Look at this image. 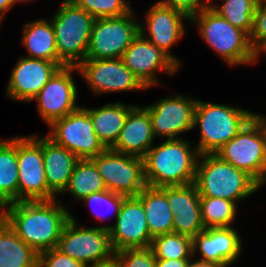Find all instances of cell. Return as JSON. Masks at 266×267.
Listing matches in <instances>:
<instances>
[{
	"mask_svg": "<svg viewBox=\"0 0 266 267\" xmlns=\"http://www.w3.org/2000/svg\"><path fill=\"white\" fill-rule=\"evenodd\" d=\"M55 200L13 202L5 205L0 217L38 254L56 248L71 218V213Z\"/></svg>",
	"mask_w": 266,
	"mask_h": 267,
	"instance_id": "1",
	"label": "cell"
},
{
	"mask_svg": "<svg viewBox=\"0 0 266 267\" xmlns=\"http://www.w3.org/2000/svg\"><path fill=\"white\" fill-rule=\"evenodd\" d=\"M142 158L147 186L161 188L195 182L199 153L180 137L151 147Z\"/></svg>",
	"mask_w": 266,
	"mask_h": 267,
	"instance_id": "2",
	"label": "cell"
},
{
	"mask_svg": "<svg viewBox=\"0 0 266 267\" xmlns=\"http://www.w3.org/2000/svg\"><path fill=\"white\" fill-rule=\"evenodd\" d=\"M199 156L200 164L197 161L194 182L199 196L223 198L236 203L255 193L261 186L247 172L234 167L216 154Z\"/></svg>",
	"mask_w": 266,
	"mask_h": 267,
	"instance_id": "3",
	"label": "cell"
},
{
	"mask_svg": "<svg viewBox=\"0 0 266 267\" xmlns=\"http://www.w3.org/2000/svg\"><path fill=\"white\" fill-rule=\"evenodd\" d=\"M254 115L238 107L197 100L193 127H200V140L196 147L199 155L215 154Z\"/></svg>",
	"mask_w": 266,
	"mask_h": 267,
	"instance_id": "4",
	"label": "cell"
},
{
	"mask_svg": "<svg viewBox=\"0 0 266 267\" xmlns=\"http://www.w3.org/2000/svg\"><path fill=\"white\" fill-rule=\"evenodd\" d=\"M196 22L199 32L208 43L230 65L255 63L256 52L251 48L249 36L241 29L218 15L208 5L189 19Z\"/></svg>",
	"mask_w": 266,
	"mask_h": 267,
	"instance_id": "5",
	"label": "cell"
},
{
	"mask_svg": "<svg viewBox=\"0 0 266 267\" xmlns=\"http://www.w3.org/2000/svg\"><path fill=\"white\" fill-rule=\"evenodd\" d=\"M94 21L71 0H64L52 17L58 57L67 66H78L86 59Z\"/></svg>",
	"mask_w": 266,
	"mask_h": 267,
	"instance_id": "6",
	"label": "cell"
},
{
	"mask_svg": "<svg viewBox=\"0 0 266 267\" xmlns=\"http://www.w3.org/2000/svg\"><path fill=\"white\" fill-rule=\"evenodd\" d=\"M215 154L261 186L266 182V128L256 114Z\"/></svg>",
	"mask_w": 266,
	"mask_h": 267,
	"instance_id": "7",
	"label": "cell"
},
{
	"mask_svg": "<svg viewBox=\"0 0 266 267\" xmlns=\"http://www.w3.org/2000/svg\"><path fill=\"white\" fill-rule=\"evenodd\" d=\"M77 226L76 219L71 215L63 228L56 249L87 267L103 266L114 262L115 251L107 228L103 226L77 228Z\"/></svg>",
	"mask_w": 266,
	"mask_h": 267,
	"instance_id": "8",
	"label": "cell"
},
{
	"mask_svg": "<svg viewBox=\"0 0 266 267\" xmlns=\"http://www.w3.org/2000/svg\"><path fill=\"white\" fill-rule=\"evenodd\" d=\"M107 190L126 197L138 196L147 186L143 158L105 149L91 158Z\"/></svg>",
	"mask_w": 266,
	"mask_h": 267,
	"instance_id": "9",
	"label": "cell"
},
{
	"mask_svg": "<svg viewBox=\"0 0 266 267\" xmlns=\"http://www.w3.org/2000/svg\"><path fill=\"white\" fill-rule=\"evenodd\" d=\"M140 33L133 12L118 17L95 19L86 59L121 58Z\"/></svg>",
	"mask_w": 266,
	"mask_h": 267,
	"instance_id": "10",
	"label": "cell"
},
{
	"mask_svg": "<svg viewBox=\"0 0 266 267\" xmlns=\"http://www.w3.org/2000/svg\"><path fill=\"white\" fill-rule=\"evenodd\" d=\"M50 127L51 132L47 136L79 159H91L106 149L94 132L93 122L86 108L79 107L54 121Z\"/></svg>",
	"mask_w": 266,
	"mask_h": 267,
	"instance_id": "11",
	"label": "cell"
},
{
	"mask_svg": "<svg viewBox=\"0 0 266 267\" xmlns=\"http://www.w3.org/2000/svg\"><path fill=\"white\" fill-rule=\"evenodd\" d=\"M19 201L52 200L56 195L48 188L42 153V138L17 137Z\"/></svg>",
	"mask_w": 266,
	"mask_h": 267,
	"instance_id": "12",
	"label": "cell"
},
{
	"mask_svg": "<svg viewBox=\"0 0 266 267\" xmlns=\"http://www.w3.org/2000/svg\"><path fill=\"white\" fill-rule=\"evenodd\" d=\"M109 230L114 251L127 248H148L152 237L147 227L145 211L137 196L125 197L116 216L115 225L104 226Z\"/></svg>",
	"mask_w": 266,
	"mask_h": 267,
	"instance_id": "13",
	"label": "cell"
},
{
	"mask_svg": "<svg viewBox=\"0 0 266 267\" xmlns=\"http://www.w3.org/2000/svg\"><path fill=\"white\" fill-rule=\"evenodd\" d=\"M75 69L78 70L77 66L60 67L34 98L41 117L49 126L79 108L75 104L77 89L71 76Z\"/></svg>",
	"mask_w": 266,
	"mask_h": 267,
	"instance_id": "14",
	"label": "cell"
},
{
	"mask_svg": "<svg viewBox=\"0 0 266 267\" xmlns=\"http://www.w3.org/2000/svg\"><path fill=\"white\" fill-rule=\"evenodd\" d=\"M77 68L94 94L147 89L121 58L85 59Z\"/></svg>",
	"mask_w": 266,
	"mask_h": 267,
	"instance_id": "15",
	"label": "cell"
},
{
	"mask_svg": "<svg viewBox=\"0 0 266 267\" xmlns=\"http://www.w3.org/2000/svg\"><path fill=\"white\" fill-rule=\"evenodd\" d=\"M196 103L197 100L177 94L146 106L154 137L178 139L177 135L193 129Z\"/></svg>",
	"mask_w": 266,
	"mask_h": 267,
	"instance_id": "16",
	"label": "cell"
},
{
	"mask_svg": "<svg viewBox=\"0 0 266 267\" xmlns=\"http://www.w3.org/2000/svg\"><path fill=\"white\" fill-rule=\"evenodd\" d=\"M121 59L146 88L159 84L155 75L157 70L174 74L179 68L166 53L140 33L125 50Z\"/></svg>",
	"mask_w": 266,
	"mask_h": 267,
	"instance_id": "17",
	"label": "cell"
},
{
	"mask_svg": "<svg viewBox=\"0 0 266 267\" xmlns=\"http://www.w3.org/2000/svg\"><path fill=\"white\" fill-rule=\"evenodd\" d=\"M173 213V233L194 238L205 227L201 219L200 196L195 183L160 188Z\"/></svg>",
	"mask_w": 266,
	"mask_h": 267,
	"instance_id": "18",
	"label": "cell"
},
{
	"mask_svg": "<svg viewBox=\"0 0 266 267\" xmlns=\"http://www.w3.org/2000/svg\"><path fill=\"white\" fill-rule=\"evenodd\" d=\"M59 68L55 62L21 57L12 70L8 96L25 102L32 101Z\"/></svg>",
	"mask_w": 266,
	"mask_h": 267,
	"instance_id": "19",
	"label": "cell"
},
{
	"mask_svg": "<svg viewBox=\"0 0 266 267\" xmlns=\"http://www.w3.org/2000/svg\"><path fill=\"white\" fill-rule=\"evenodd\" d=\"M185 18L190 19L186 13L178 9L155 3L147 12L148 37H145V29L142 24L140 25V34L166 53L178 66L181 63L168 50L184 35L182 20Z\"/></svg>",
	"mask_w": 266,
	"mask_h": 267,
	"instance_id": "20",
	"label": "cell"
},
{
	"mask_svg": "<svg viewBox=\"0 0 266 267\" xmlns=\"http://www.w3.org/2000/svg\"><path fill=\"white\" fill-rule=\"evenodd\" d=\"M241 240L233 227L206 228L193 238V254L197 248L203 261L227 267L238 259Z\"/></svg>",
	"mask_w": 266,
	"mask_h": 267,
	"instance_id": "21",
	"label": "cell"
},
{
	"mask_svg": "<svg viewBox=\"0 0 266 267\" xmlns=\"http://www.w3.org/2000/svg\"><path fill=\"white\" fill-rule=\"evenodd\" d=\"M154 138L148 110L136 106L128 113L119 137L110 149L143 157L152 147Z\"/></svg>",
	"mask_w": 266,
	"mask_h": 267,
	"instance_id": "22",
	"label": "cell"
},
{
	"mask_svg": "<svg viewBox=\"0 0 266 267\" xmlns=\"http://www.w3.org/2000/svg\"><path fill=\"white\" fill-rule=\"evenodd\" d=\"M42 153L48 188L54 194H61L67 187L79 158L47 135L42 138Z\"/></svg>",
	"mask_w": 266,
	"mask_h": 267,
	"instance_id": "23",
	"label": "cell"
},
{
	"mask_svg": "<svg viewBox=\"0 0 266 267\" xmlns=\"http://www.w3.org/2000/svg\"><path fill=\"white\" fill-rule=\"evenodd\" d=\"M22 44L27 48L29 58L43 59L67 66L59 57L53 25L49 20H38L24 25Z\"/></svg>",
	"mask_w": 266,
	"mask_h": 267,
	"instance_id": "24",
	"label": "cell"
},
{
	"mask_svg": "<svg viewBox=\"0 0 266 267\" xmlns=\"http://www.w3.org/2000/svg\"><path fill=\"white\" fill-rule=\"evenodd\" d=\"M135 105L110 103L101 108L87 109L93 122L94 132L106 149L111 148L119 137L128 113Z\"/></svg>",
	"mask_w": 266,
	"mask_h": 267,
	"instance_id": "25",
	"label": "cell"
},
{
	"mask_svg": "<svg viewBox=\"0 0 266 267\" xmlns=\"http://www.w3.org/2000/svg\"><path fill=\"white\" fill-rule=\"evenodd\" d=\"M143 205L151 237L173 232V213L166 194L160 189L146 186L137 196Z\"/></svg>",
	"mask_w": 266,
	"mask_h": 267,
	"instance_id": "26",
	"label": "cell"
},
{
	"mask_svg": "<svg viewBox=\"0 0 266 267\" xmlns=\"http://www.w3.org/2000/svg\"><path fill=\"white\" fill-rule=\"evenodd\" d=\"M18 201L17 138L0 140V208Z\"/></svg>",
	"mask_w": 266,
	"mask_h": 267,
	"instance_id": "27",
	"label": "cell"
},
{
	"mask_svg": "<svg viewBox=\"0 0 266 267\" xmlns=\"http://www.w3.org/2000/svg\"><path fill=\"white\" fill-rule=\"evenodd\" d=\"M38 254L0 217V267H36Z\"/></svg>",
	"mask_w": 266,
	"mask_h": 267,
	"instance_id": "28",
	"label": "cell"
},
{
	"mask_svg": "<svg viewBox=\"0 0 266 267\" xmlns=\"http://www.w3.org/2000/svg\"><path fill=\"white\" fill-rule=\"evenodd\" d=\"M106 189L94 162L91 159H79L64 191H68L74 198L82 200L92 193Z\"/></svg>",
	"mask_w": 266,
	"mask_h": 267,
	"instance_id": "29",
	"label": "cell"
},
{
	"mask_svg": "<svg viewBox=\"0 0 266 267\" xmlns=\"http://www.w3.org/2000/svg\"><path fill=\"white\" fill-rule=\"evenodd\" d=\"M211 2L209 0V6L212 10L234 27L243 30L248 36L250 35L253 26V17L259 0H223L222 5L218 8L217 5Z\"/></svg>",
	"mask_w": 266,
	"mask_h": 267,
	"instance_id": "30",
	"label": "cell"
},
{
	"mask_svg": "<svg viewBox=\"0 0 266 267\" xmlns=\"http://www.w3.org/2000/svg\"><path fill=\"white\" fill-rule=\"evenodd\" d=\"M201 219L206 228L230 227L235 219V202L216 197L200 196Z\"/></svg>",
	"mask_w": 266,
	"mask_h": 267,
	"instance_id": "31",
	"label": "cell"
},
{
	"mask_svg": "<svg viewBox=\"0 0 266 267\" xmlns=\"http://www.w3.org/2000/svg\"><path fill=\"white\" fill-rule=\"evenodd\" d=\"M150 248L156 259H190L194 256L193 238L173 232L153 237Z\"/></svg>",
	"mask_w": 266,
	"mask_h": 267,
	"instance_id": "32",
	"label": "cell"
},
{
	"mask_svg": "<svg viewBox=\"0 0 266 267\" xmlns=\"http://www.w3.org/2000/svg\"><path fill=\"white\" fill-rule=\"evenodd\" d=\"M95 19L118 17L130 13L125 0H71Z\"/></svg>",
	"mask_w": 266,
	"mask_h": 267,
	"instance_id": "33",
	"label": "cell"
},
{
	"mask_svg": "<svg viewBox=\"0 0 266 267\" xmlns=\"http://www.w3.org/2000/svg\"><path fill=\"white\" fill-rule=\"evenodd\" d=\"M114 262L118 267H156V258L150 247L116 251Z\"/></svg>",
	"mask_w": 266,
	"mask_h": 267,
	"instance_id": "34",
	"label": "cell"
},
{
	"mask_svg": "<svg viewBox=\"0 0 266 267\" xmlns=\"http://www.w3.org/2000/svg\"><path fill=\"white\" fill-rule=\"evenodd\" d=\"M249 41L256 54L266 45V0L258 2Z\"/></svg>",
	"mask_w": 266,
	"mask_h": 267,
	"instance_id": "35",
	"label": "cell"
},
{
	"mask_svg": "<svg viewBox=\"0 0 266 267\" xmlns=\"http://www.w3.org/2000/svg\"><path fill=\"white\" fill-rule=\"evenodd\" d=\"M38 267H87L82 262H79L68 255L61 253L58 249L38 253Z\"/></svg>",
	"mask_w": 266,
	"mask_h": 267,
	"instance_id": "36",
	"label": "cell"
},
{
	"mask_svg": "<svg viewBox=\"0 0 266 267\" xmlns=\"http://www.w3.org/2000/svg\"><path fill=\"white\" fill-rule=\"evenodd\" d=\"M126 196L117 194V193H113L109 190H103L97 193H92L91 195L85 197L84 200L87 204L91 205V204H104L107 205V207L112 208L116 215L115 217L118 215L120 207L122 205V202L124 200ZM98 219L104 220L105 217H103L101 214H96L95 215Z\"/></svg>",
	"mask_w": 266,
	"mask_h": 267,
	"instance_id": "37",
	"label": "cell"
},
{
	"mask_svg": "<svg viewBox=\"0 0 266 267\" xmlns=\"http://www.w3.org/2000/svg\"><path fill=\"white\" fill-rule=\"evenodd\" d=\"M160 5L178 9L186 13L189 17L199 13L209 5V0H161L157 2Z\"/></svg>",
	"mask_w": 266,
	"mask_h": 267,
	"instance_id": "38",
	"label": "cell"
},
{
	"mask_svg": "<svg viewBox=\"0 0 266 267\" xmlns=\"http://www.w3.org/2000/svg\"><path fill=\"white\" fill-rule=\"evenodd\" d=\"M190 259H156V267H188Z\"/></svg>",
	"mask_w": 266,
	"mask_h": 267,
	"instance_id": "39",
	"label": "cell"
},
{
	"mask_svg": "<svg viewBox=\"0 0 266 267\" xmlns=\"http://www.w3.org/2000/svg\"><path fill=\"white\" fill-rule=\"evenodd\" d=\"M15 4L14 0H0V23L10 8Z\"/></svg>",
	"mask_w": 266,
	"mask_h": 267,
	"instance_id": "40",
	"label": "cell"
},
{
	"mask_svg": "<svg viewBox=\"0 0 266 267\" xmlns=\"http://www.w3.org/2000/svg\"><path fill=\"white\" fill-rule=\"evenodd\" d=\"M188 267H221V266L211 261L198 260L191 262L190 258L188 262Z\"/></svg>",
	"mask_w": 266,
	"mask_h": 267,
	"instance_id": "41",
	"label": "cell"
},
{
	"mask_svg": "<svg viewBox=\"0 0 266 267\" xmlns=\"http://www.w3.org/2000/svg\"><path fill=\"white\" fill-rule=\"evenodd\" d=\"M96 267H118V266L116 265V263H115V262H112V263H110V264H107V265H103V266H96Z\"/></svg>",
	"mask_w": 266,
	"mask_h": 267,
	"instance_id": "42",
	"label": "cell"
},
{
	"mask_svg": "<svg viewBox=\"0 0 266 267\" xmlns=\"http://www.w3.org/2000/svg\"><path fill=\"white\" fill-rule=\"evenodd\" d=\"M256 115L260 118V120L263 122V124H264V126L266 128V118H264L262 116H259L258 114H256Z\"/></svg>",
	"mask_w": 266,
	"mask_h": 267,
	"instance_id": "43",
	"label": "cell"
},
{
	"mask_svg": "<svg viewBox=\"0 0 266 267\" xmlns=\"http://www.w3.org/2000/svg\"><path fill=\"white\" fill-rule=\"evenodd\" d=\"M261 51L266 52V45L257 53V58H258L259 54L262 53Z\"/></svg>",
	"mask_w": 266,
	"mask_h": 267,
	"instance_id": "44",
	"label": "cell"
},
{
	"mask_svg": "<svg viewBox=\"0 0 266 267\" xmlns=\"http://www.w3.org/2000/svg\"><path fill=\"white\" fill-rule=\"evenodd\" d=\"M20 1L21 2H25V1L28 2V1H31V0H14L15 4L18 3V2H20Z\"/></svg>",
	"mask_w": 266,
	"mask_h": 267,
	"instance_id": "45",
	"label": "cell"
}]
</instances>
